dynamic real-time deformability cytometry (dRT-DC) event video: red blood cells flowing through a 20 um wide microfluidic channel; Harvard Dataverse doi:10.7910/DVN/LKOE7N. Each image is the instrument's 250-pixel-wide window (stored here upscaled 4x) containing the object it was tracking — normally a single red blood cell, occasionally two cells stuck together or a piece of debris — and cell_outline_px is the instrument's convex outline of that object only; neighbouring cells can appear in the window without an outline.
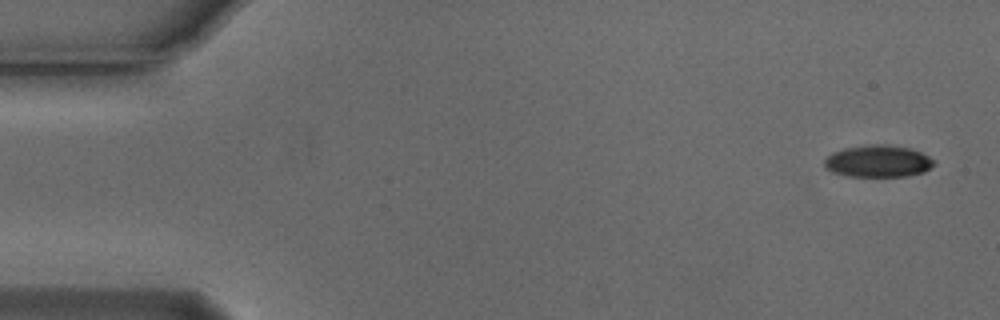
{"species": "Egyptian fruit bat (a non-hibernating species)", "species_latin": "Rousettus aegyptiacus", "temperature_condition": "cold", "stored_images_in_passage": 20, "camera_frame_rate_fps": 3000, "um_per_image_px": 0.085, "animal": {"sex": "male"}, "frame": {"image": 1, "passage_image": 2, "time_ms": 0.333, "image_size_px": [1000, 320], "cell_outline_px": [[936, 164], [924, 172], [908, 176], [848, 176], [832, 172], [824, 168], [824, 160], [832, 152], [844, 148], [872, 144], [884, 144], [912, 148], [936, 160]], "centroid_in_image_um": [74.65, 13.7], "position_along_channel_um": 10.4, "area_um2": 20.63}}
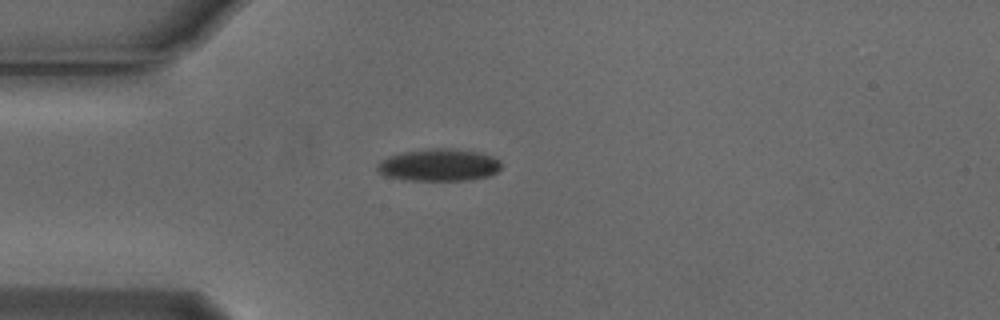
{"frame": {"image": 2, "passage_image": 14, "time_ms": 4.333, "image_size_px": [1000, 320], "cell_outline_px": [[500, 168], [496, 172], [488, 176], [468, 180], [404, 180], [384, 176], [376, 168], [376, 164], [380, 160], [388, 156], [404, 152], [428, 148], [448, 148], [480, 152], [492, 156], [500, 160]], "centroid_in_image_um": [37.28, 14.02], "position_along_channel_um": 47.7, "area_um2": 23.41}}
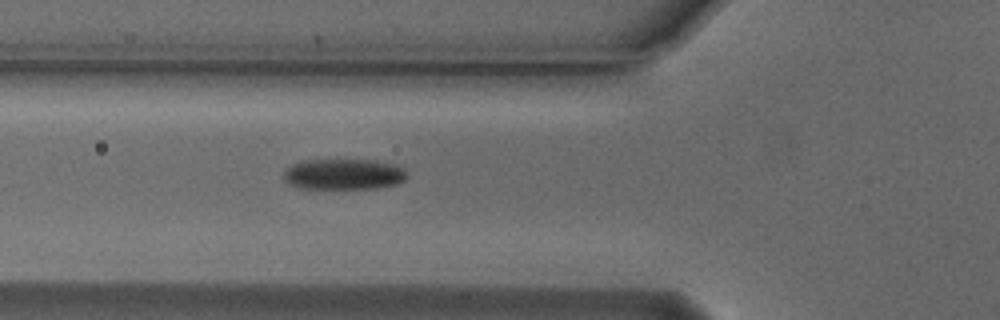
{"frame": {"image": 3, "passage_image": 19, "time_ms": 6.0, "image_size_px": [1000, 320], "cell_outline_px": [[408, 176], [404, 180], [396, 184], [376, 188], [304, 188], [288, 184], [284, 180], [284, 172], [292, 164], [304, 160], [376, 160], [396, 164], [404, 168]], "centroid_in_image_um": [29.25, 14.8], "position_along_channel_um": 96.6, "area_um2": 22.14}}